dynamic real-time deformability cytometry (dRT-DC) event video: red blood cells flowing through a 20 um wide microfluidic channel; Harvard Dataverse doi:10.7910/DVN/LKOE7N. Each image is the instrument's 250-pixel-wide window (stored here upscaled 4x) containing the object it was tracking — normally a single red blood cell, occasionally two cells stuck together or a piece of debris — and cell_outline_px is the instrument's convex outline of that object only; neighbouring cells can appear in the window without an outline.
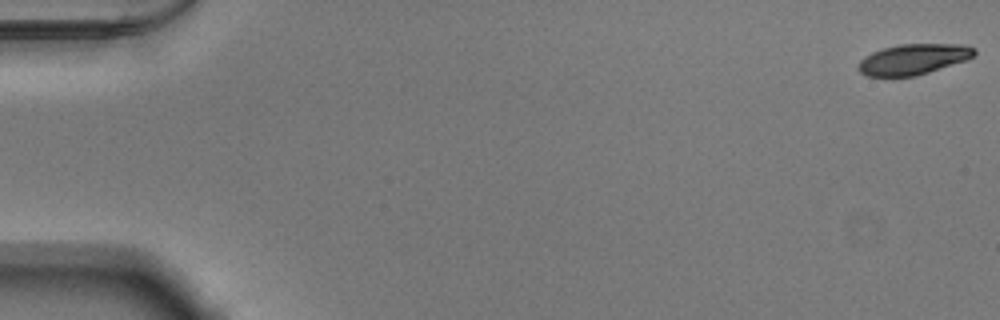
{"species": "Egyptian fruit bat (a non-hibernating species)", "species_latin": "Rousettus aegyptiacus", "temperature_condition": "warm", "stored_images_in_passage": 50, "camera_frame_rate_fps": 3000, "um_per_image_px": 0.085, "animal": {"sex": "male"}, "frame": {"image": 1, "passage_image": 1, "time_ms": 0.0, "image_size_px": [1000, 320], "cell_outline_px": [[976, 52], [972, 56], [964, 60], [916, 76], [868, 76], [860, 72], [856, 68], [860, 60], [864, 56], [872, 52], [884, 48], [900, 44], [964, 44], [976, 48]], "centroid_in_image_um": [77.6, 5.03], "position_along_channel_um": 7.4, "area_um2": 20.52}}
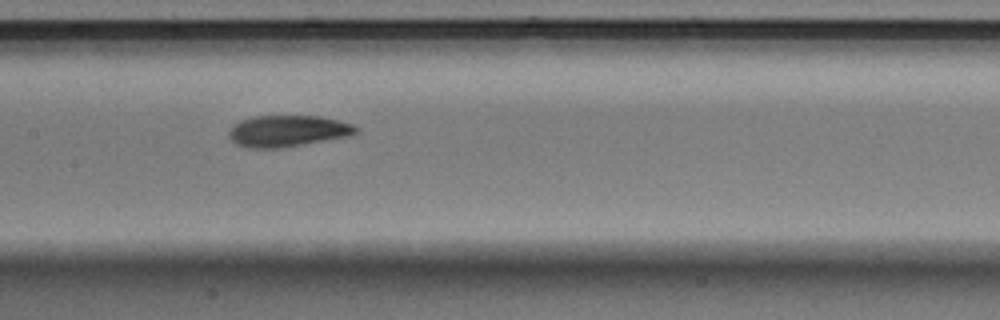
{"frame": {"image": 2, "passage_image": 27, "time_ms": 8.667, "image_size_px": [1000, 320], "cell_outline_px": [[360, 128], [352, 136], [276, 148], [248, 148], [236, 144], [228, 136], [228, 132], [240, 120], [256, 116], [320, 116], [352, 124]], "centroid_in_image_um": [24.47, 11.13], "position_along_channel_um": 182.9, "area_um2": 23.06}}
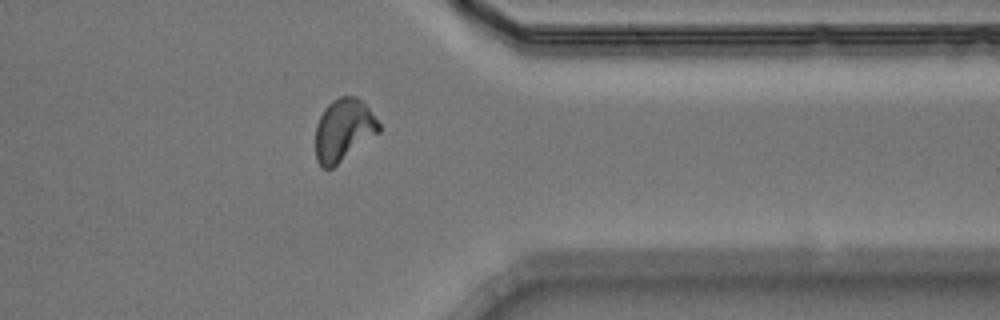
{"frame": {"image": 3, "passage_image": 43, "time_ms": 14.0, "image_size_px": [1000, 320], "cell_outline_px": [[380, 132], [332, 168], [324, 168], [316, 160], [316, 124], [324, 108], [332, 100], [340, 96], [356, 96], [368, 108], [380, 124]], "centroid_in_image_um": [29.19, 11.04], "position_along_channel_um": 382.2, "area_um2": 22.83}, "authors_computed_cell_mechanics": {"area_um2": 22.8021, "velocity_mm_per_s": 3.8654, "shape_relaxation_time_tau1_ms": 3.6184, "shape_relaxation_time_tau2_ms": 2.2863, "deformation_change_tau1": 0.16, "deformation_change_tau2": 0.0759}}